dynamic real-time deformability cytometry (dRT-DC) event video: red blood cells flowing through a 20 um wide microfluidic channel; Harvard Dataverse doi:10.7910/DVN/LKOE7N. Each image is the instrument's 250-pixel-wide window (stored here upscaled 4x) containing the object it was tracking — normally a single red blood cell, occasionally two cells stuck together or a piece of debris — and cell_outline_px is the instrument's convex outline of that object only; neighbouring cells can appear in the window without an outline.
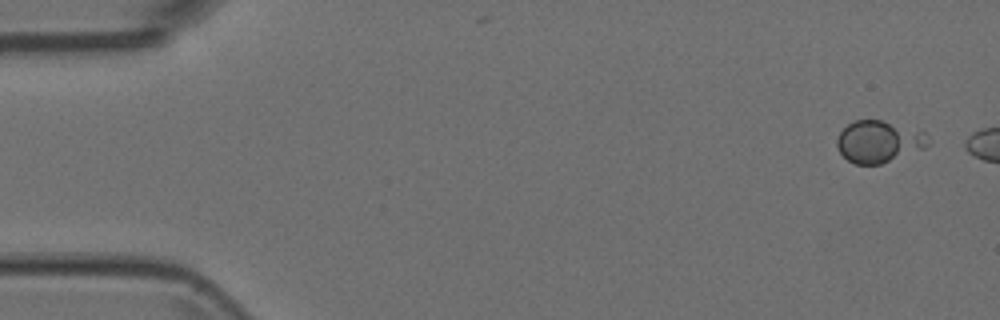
{"species": "Egyptian fruit bat (a non-hibernating species)", "species_latin": "Rousettus aegyptiacus", "temperature_condition": "room temperature", "stored_images_in_passage": 12, "camera_frame_rate_fps": 3000, "um_per_image_px": 0.085, "animal": {"sex": "female"}, "frame": {"image": 1, "passage_image": 1, "time_ms": 0.0, "image_size_px": [1000, 320], "cell_outline_px": [[928, 144], [924, 148], [880, 164], [856, 164], [848, 160], [840, 152], [836, 144], [836, 140], [840, 132], [848, 124], [856, 120], [880, 120], [920, 128], [924, 132]], "centroid_in_image_um": [74.69, 12.01], "position_along_channel_um": 10.3, "area_um2": 22.14}}